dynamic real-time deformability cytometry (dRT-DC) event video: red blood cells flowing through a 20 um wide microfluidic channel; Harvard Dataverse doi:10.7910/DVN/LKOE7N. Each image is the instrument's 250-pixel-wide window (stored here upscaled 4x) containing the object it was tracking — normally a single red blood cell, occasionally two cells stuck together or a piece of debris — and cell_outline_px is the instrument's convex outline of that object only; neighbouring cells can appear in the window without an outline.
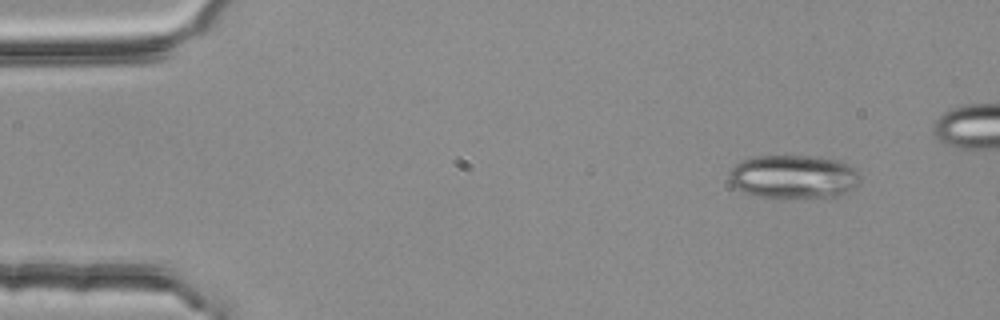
{"species": "common noctule bat (a hibernating species)", "species_latin": "Nyctalus noctula", "temperature_condition": "room temperature", "stored_images_in_passage": 13, "camera_frame_rate_fps": 3000, "um_per_image_px": 0.085, "animal": {"sex": "female", "body_mass_g": 25.1}, "frame": {"image": 1, "passage_image": 1, "time_ms": 0.0, "image_size_px": [1000, 320], "cell_outline_px": [[860, 180], [844, 196], [760, 196], [744, 192], [736, 188], [728, 180], [728, 172], [740, 160], [756, 156], [816, 156], [840, 160], [856, 168], [860, 172]], "centroid_in_image_um": [67.47, 14.98], "position_along_channel_um": 17.5, "area_um2": 33.18}}